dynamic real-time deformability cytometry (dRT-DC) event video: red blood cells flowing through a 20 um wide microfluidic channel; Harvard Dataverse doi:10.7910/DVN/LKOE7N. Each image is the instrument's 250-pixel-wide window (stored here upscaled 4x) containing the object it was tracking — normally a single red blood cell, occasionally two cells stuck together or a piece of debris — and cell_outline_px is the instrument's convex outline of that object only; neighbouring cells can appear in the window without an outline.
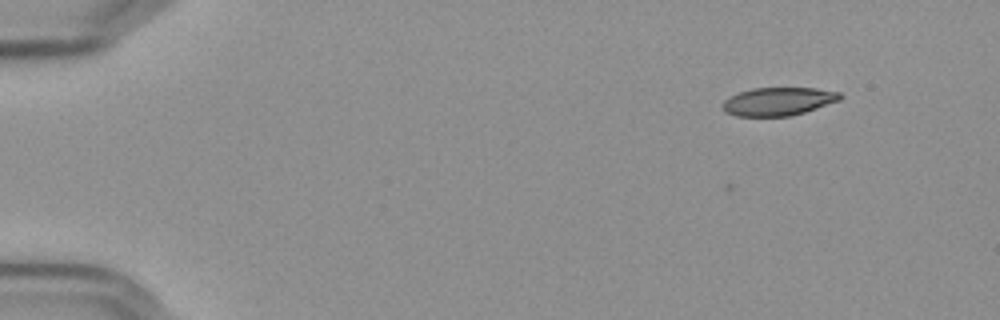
{"species": "Egyptian fruit bat (a non-hibernating species)", "species_latin": "Rousettus aegyptiacus", "temperature_condition": "cold", "stored_images_in_passage": 3, "camera_frame_rate_fps": 3000, "um_per_image_px": 0.085, "frame": {"image": 1, "passage_image": 3, "time_ms": 0.667, "image_size_px": [1000, 320], "cell_outline_px": [[844, 96], [840, 100], [804, 112], [788, 116], [736, 116], [724, 112], [720, 108], [720, 104], [728, 96], [752, 88], [816, 88], [840, 92]], "centroid_in_image_um": [66.1, 8.62], "position_along_channel_um": 18.9, "area_um2": 19.48}}